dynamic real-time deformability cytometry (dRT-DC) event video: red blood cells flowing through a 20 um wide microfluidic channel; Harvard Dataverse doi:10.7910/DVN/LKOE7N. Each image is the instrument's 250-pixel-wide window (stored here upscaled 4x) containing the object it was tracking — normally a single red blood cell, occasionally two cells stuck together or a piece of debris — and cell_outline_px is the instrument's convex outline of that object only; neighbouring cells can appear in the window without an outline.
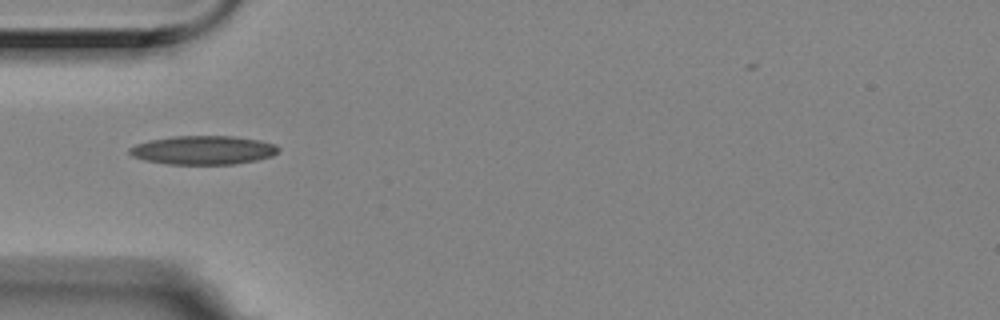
{"species": "Egyptian fruit bat (a non-hibernating species)", "species_latin": "Rousettus aegyptiacus", "temperature_condition": "room temperature", "stored_images_in_passage": 7, "camera_frame_rate_fps": 3000, "um_per_image_px": 0.085, "animal": {"sex": "female"}, "frame": {"image": 1, "passage_image": 6, "time_ms": 1.667, "image_size_px": [1000, 320], "cell_outline_px": [[280, 148], [272, 156], [256, 160], [232, 164], [168, 164], [144, 160], [132, 156], [128, 152], [128, 148], [136, 144], [148, 140], [172, 136], [232, 136], [260, 140], [276, 144]], "centroid_in_image_um": [17.25, 12.75], "position_along_channel_um": 67.8, "area_um2": 25.03}}
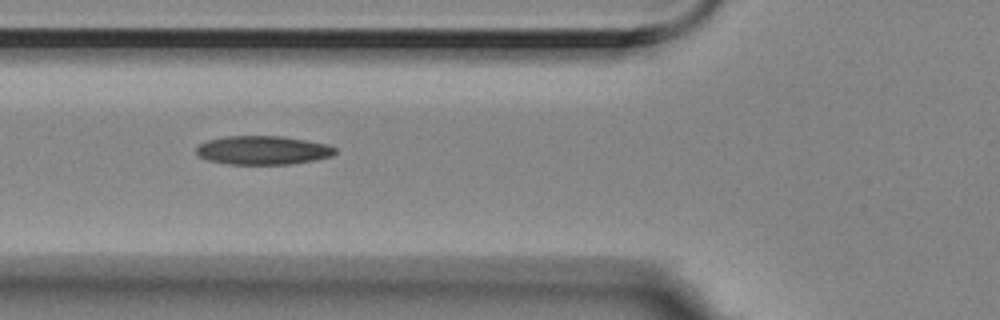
{"frame": {"image": 2, "passage_image": 7, "time_ms": 2.0, "image_size_px": [1000, 320], "cell_outline_px": [[336, 152], [332, 156], [316, 160], [292, 164], [228, 164], [208, 160], [200, 156], [196, 152], [196, 148], [200, 144], [208, 140], [228, 136], [284, 136], [308, 140], [328, 144], [336, 148]], "centroid_in_image_um": [22.4, 12.77], "position_along_channel_um": 103.4, "area_um2": 23.35}}